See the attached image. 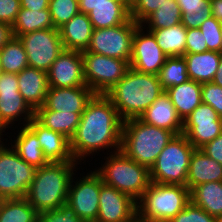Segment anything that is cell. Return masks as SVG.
<instances>
[{"label": "cell", "mask_w": 222, "mask_h": 222, "mask_svg": "<svg viewBox=\"0 0 222 222\" xmlns=\"http://www.w3.org/2000/svg\"><path fill=\"white\" fill-rule=\"evenodd\" d=\"M210 17L212 15L211 4L209 3L204 8L187 9L186 12L181 14V23L186 29H196Z\"/></svg>", "instance_id": "obj_41"}, {"label": "cell", "mask_w": 222, "mask_h": 222, "mask_svg": "<svg viewBox=\"0 0 222 222\" xmlns=\"http://www.w3.org/2000/svg\"><path fill=\"white\" fill-rule=\"evenodd\" d=\"M37 222H84L68 205L63 204L58 209L39 212Z\"/></svg>", "instance_id": "obj_38"}, {"label": "cell", "mask_w": 222, "mask_h": 222, "mask_svg": "<svg viewBox=\"0 0 222 222\" xmlns=\"http://www.w3.org/2000/svg\"><path fill=\"white\" fill-rule=\"evenodd\" d=\"M48 86L70 88L86 86L83 56L80 51L65 50L57 57L47 72Z\"/></svg>", "instance_id": "obj_16"}, {"label": "cell", "mask_w": 222, "mask_h": 222, "mask_svg": "<svg viewBox=\"0 0 222 222\" xmlns=\"http://www.w3.org/2000/svg\"><path fill=\"white\" fill-rule=\"evenodd\" d=\"M122 1L129 9H131L138 0H122Z\"/></svg>", "instance_id": "obj_53"}, {"label": "cell", "mask_w": 222, "mask_h": 222, "mask_svg": "<svg viewBox=\"0 0 222 222\" xmlns=\"http://www.w3.org/2000/svg\"><path fill=\"white\" fill-rule=\"evenodd\" d=\"M190 201L209 215L222 214V181L207 182L190 190Z\"/></svg>", "instance_id": "obj_28"}, {"label": "cell", "mask_w": 222, "mask_h": 222, "mask_svg": "<svg viewBox=\"0 0 222 222\" xmlns=\"http://www.w3.org/2000/svg\"><path fill=\"white\" fill-rule=\"evenodd\" d=\"M208 157L222 165V133L200 148Z\"/></svg>", "instance_id": "obj_45"}, {"label": "cell", "mask_w": 222, "mask_h": 222, "mask_svg": "<svg viewBox=\"0 0 222 222\" xmlns=\"http://www.w3.org/2000/svg\"><path fill=\"white\" fill-rule=\"evenodd\" d=\"M221 29H222V24H221ZM220 54H222V44H221V47H220Z\"/></svg>", "instance_id": "obj_57"}, {"label": "cell", "mask_w": 222, "mask_h": 222, "mask_svg": "<svg viewBox=\"0 0 222 222\" xmlns=\"http://www.w3.org/2000/svg\"><path fill=\"white\" fill-rule=\"evenodd\" d=\"M210 4L212 17L222 22V0H211Z\"/></svg>", "instance_id": "obj_51"}, {"label": "cell", "mask_w": 222, "mask_h": 222, "mask_svg": "<svg viewBox=\"0 0 222 222\" xmlns=\"http://www.w3.org/2000/svg\"><path fill=\"white\" fill-rule=\"evenodd\" d=\"M27 54L28 66L46 73L64 51L59 29L50 28L29 32L18 37Z\"/></svg>", "instance_id": "obj_11"}, {"label": "cell", "mask_w": 222, "mask_h": 222, "mask_svg": "<svg viewBox=\"0 0 222 222\" xmlns=\"http://www.w3.org/2000/svg\"><path fill=\"white\" fill-rule=\"evenodd\" d=\"M2 202H3V199H2V198H0V207H1V205H2Z\"/></svg>", "instance_id": "obj_58"}, {"label": "cell", "mask_w": 222, "mask_h": 222, "mask_svg": "<svg viewBox=\"0 0 222 222\" xmlns=\"http://www.w3.org/2000/svg\"><path fill=\"white\" fill-rule=\"evenodd\" d=\"M93 25L88 14L79 12L59 28L65 50L86 51L93 33Z\"/></svg>", "instance_id": "obj_22"}, {"label": "cell", "mask_w": 222, "mask_h": 222, "mask_svg": "<svg viewBox=\"0 0 222 222\" xmlns=\"http://www.w3.org/2000/svg\"><path fill=\"white\" fill-rule=\"evenodd\" d=\"M181 23V10L176 0L164 3L158 10L149 15L141 25L146 30H158Z\"/></svg>", "instance_id": "obj_34"}, {"label": "cell", "mask_w": 222, "mask_h": 222, "mask_svg": "<svg viewBox=\"0 0 222 222\" xmlns=\"http://www.w3.org/2000/svg\"><path fill=\"white\" fill-rule=\"evenodd\" d=\"M174 136L172 131L147 124L140 118L128 119L123 121L120 150L150 169Z\"/></svg>", "instance_id": "obj_4"}, {"label": "cell", "mask_w": 222, "mask_h": 222, "mask_svg": "<svg viewBox=\"0 0 222 222\" xmlns=\"http://www.w3.org/2000/svg\"><path fill=\"white\" fill-rule=\"evenodd\" d=\"M203 34L199 28L187 29L186 35V53H202L208 51L206 40L203 38Z\"/></svg>", "instance_id": "obj_43"}, {"label": "cell", "mask_w": 222, "mask_h": 222, "mask_svg": "<svg viewBox=\"0 0 222 222\" xmlns=\"http://www.w3.org/2000/svg\"><path fill=\"white\" fill-rule=\"evenodd\" d=\"M84 79L95 94L108 93L130 68L127 61L83 51Z\"/></svg>", "instance_id": "obj_9"}, {"label": "cell", "mask_w": 222, "mask_h": 222, "mask_svg": "<svg viewBox=\"0 0 222 222\" xmlns=\"http://www.w3.org/2000/svg\"><path fill=\"white\" fill-rule=\"evenodd\" d=\"M189 79L200 84L212 82L218 69L220 53L206 51L184 54Z\"/></svg>", "instance_id": "obj_25"}, {"label": "cell", "mask_w": 222, "mask_h": 222, "mask_svg": "<svg viewBox=\"0 0 222 222\" xmlns=\"http://www.w3.org/2000/svg\"><path fill=\"white\" fill-rule=\"evenodd\" d=\"M165 92L169 95L177 114L182 121H184L185 118L202 103V84L191 79L182 84L170 87Z\"/></svg>", "instance_id": "obj_24"}, {"label": "cell", "mask_w": 222, "mask_h": 222, "mask_svg": "<svg viewBox=\"0 0 222 222\" xmlns=\"http://www.w3.org/2000/svg\"><path fill=\"white\" fill-rule=\"evenodd\" d=\"M143 122L182 134L183 121L166 92H163L139 117Z\"/></svg>", "instance_id": "obj_19"}, {"label": "cell", "mask_w": 222, "mask_h": 222, "mask_svg": "<svg viewBox=\"0 0 222 222\" xmlns=\"http://www.w3.org/2000/svg\"><path fill=\"white\" fill-rule=\"evenodd\" d=\"M222 22L217 21L214 17L206 19L199 29L204 35L208 51L220 52L222 44Z\"/></svg>", "instance_id": "obj_37"}, {"label": "cell", "mask_w": 222, "mask_h": 222, "mask_svg": "<svg viewBox=\"0 0 222 222\" xmlns=\"http://www.w3.org/2000/svg\"><path fill=\"white\" fill-rule=\"evenodd\" d=\"M137 215V202L101 180L96 222H129Z\"/></svg>", "instance_id": "obj_15"}, {"label": "cell", "mask_w": 222, "mask_h": 222, "mask_svg": "<svg viewBox=\"0 0 222 222\" xmlns=\"http://www.w3.org/2000/svg\"><path fill=\"white\" fill-rule=\"evenodd\" d=\"M14 38L12 25L0 21V49Z\"/></svg>", "instance_id": "obj_50"}, {"label": "cell", "mask_w": 222, "mask_h": 222, "mask_svg": "<svg viewBox=\"0 0 222 222\" xmlns=\"http://www.w3.org/2000/svg\"><path fill=\"white\" fill-rule=\"evenodd\" d=\"M39 212L25 199H3L0 222H37Z\"/></svg>", "instance_id": "obj_32"}, {"label": "cell", "mask_w": 222, "mask_h": 222, "mask_svg": "<svg viewBox=\"0 0 222 222\" xmlns=\"http://www.w3.org/2000/svg\"><path fill=\"white\" fill-rule=\"evenodd\" d=\"M20 9V0H0V21L13 25Z\"/></svg>", "instance_id": "obj_44"}, {"label": "cell", "mask_w": 222, "mask_h": 222, "mask_svg": "<svg viewBox=\"0 0 222 222\" xmlns=\"http://www.w3.org/2000/svg\"><path fill=\"white\" fill-rule=\"evenodd\" d=\"M222 133V119L210 105L201 103L183 121L182 134L200 149Z\"/></svg>", "instance_id": "obj_13"}, {"label": "cell", "mask_w": 222, "mask_h": 222, "mask_svg": "<svg viewBox=\"0 0 222 222\" xmlns=\"http://www.w3.org/2000/svg\"><path fill=\"white\" fill-rule=\"evenodd\" d=\"M4 144L0 138V198H25L36 168Z\"/></svg>", "instance_id": "obj_8"}, {"label": "cell", "mask_w": 222, "mask_h": 222, "mask_svg": "<svg viewBox=\"0 0 222 222\" xmlns=\"http://www.w3.org/2000/svg\"><path fill=\"white\" fill-rule=\"evenodd\" d=\"M3 71H2V67H1V60H0V76L2 75Z\"/></svg>", "instance_id": "obj_56"}, {"label": "cell", "mask_w": 222, "mask_h": 222, "mask_svg": "<svg viewBox=\"0 0 222 222\" xmlns=\"http://www.w3.org/2000/svg\"><path fill=\"white\" fill-rule=\"evenodd\" d=\"M122 127L123 120L111 100L104 94H95L88 102L76 132L70 139L73 159L80 162L102 149L114 148V152L119 151Z\"/></svg>", "instance_id": "obj_1"}, {"label": "cell", "mask_w": 222, "mask_h": 222, "mask_svg": "<svg viewBox=\"0 0 222 222\" xmlns=\"http://www.w3.org/2000/svg\"><path fill=\"white\" fill-rule=\"evenodd\" d=\"M18 77L15 73L3 72L0 76V92L1 91H19Z\"/></svg>", "instance_id": "obj_46"}, {"label": "cell", "mask_w": 222, "mask_h": 222, "mask_svg": "<svg viewBox=\"0 0 222 222\" xmlns=\"http://www.w3.org/2000/svg\"><path fill=\"white\" fill-rule=\"evenodd\" d=\"M150 31L167 57L183 56L186 53L187 29L182 23L158 30Z\"/></svg>", "instance_id": "obj_29"}, {"label": "cell", "mask_w": 222, "mask_h": 222, "mask_svg": "<svg viewBox=\"0 0 222 222\" xmlns=\"http://www.w3.org/2000/svg\"><path fill=\"white\" fill-rule=\"evenodd\" d=\"M129 222H150L148 220L140 218L138 215H136L131 221Z\"/></svg>", "instance_id": "obj_54"}, {"label": "cell", "mask_w": 222, "mask_h": 222, "mask_svg": "<svg viewBox=\"0 0 222 222\" xmlns=\"http://www.w3.org/2000/svg\"><path fill=\"white\" fill-rule=\"evenodd\" d=\"M140 24L132 38L130 67L135 71L158 75L168 58L158 46L154 35ZM145 32V33H144Z\"/></svg>", "instance_id": "obj_14"}, {"label": "cell", "mask_w": 222, "mask_h": 222, "mask_svg": "<svg viewBox=\"0 0 222 222\" xmlns=\"http://www.w3.org/2000/svg\"><path fill=\"white\" fill-rule=\"evenodd\" d=\"M216 222H222V214L215 217Z\"/></svg>", "instance_id": "obj_55"}, {"label": "cell", "mask_w": 222, "mask_h": 222, "mask_svg": "<svg viewBox=\"0 0 222 222\" xmlns=\"http://www.w3.org/2000/svg\"><path fill=\"white\" fill-rule=\"evenodd\" d=\"M202 103L210 105L222 118V87L213 82L202 84Z\"/></svg>", "instance_id": "obj_42"}, {"label": "cell", "mask_w": 222, "mask_h": 222, "mask_svg": "<svg viewBox=\"0 0 222 222\" xmlns=\"http://www.w3.org/2000/svg\"><path fill=\"white\" fill-rule=\"evenodd\" d=\"M163 92L158 75L140 73L130 67L105 95L125 121L139 118Z\"/></svg>", "instance_id": "obj_2"}, {"label": "cell", "mask_w": 222, "mask_h": 222, "mask_svg": "<svg viewBox=\"0 0 222 222\" xmlns=\"http://www.w3.org/2000/svg\"><path fill=\"white\" fill-rule=\"evenodd\" d=\"M190 202V190L178 184L151 182L137 202V215L150 222H169Z\"/></svg>", "instance_id": "obj_6"}, {"label": "cell", "mask_w": 222, "mask_h": 222, "mask_svg": "<svg viewBox=\"0 0 222 222\" xmlns=\"http://www.w3.org/2000/svg\"><path fill=\"white\" fill-rule=\"evenodd\" d=\"M169 222H216L215 216L209 215L191 201Z\"/></svg>", "instance_id": "obj_39"}, {"label": "cell", "mask_w": 222, "mask_h": 222, "mask_svg": "<svg viewBox=\"0 0 222 222\" xmlns=\"http://www.w3.org/2000/svg\"><path fill=\"white\" fill-rule=\"evenodd\" d=\"M214 181H222V165L208 157L201 149H195L190 158L186 187Z\"/></svg>", "instance_id": "obj_23"}, {"label": "cell", "mask_w": 222, "mask_h": 222, "mask_svg": "<svg viewBox=\"0 0 222 222\" xmlns=\"http://www.w3.org/2000/svg\"><path fill=\"white\" fill-rule=\"evenodd\" d=\"M212 82L222 87V54H220L218 69Z\"/></svg>", "instance_id": "obj_52"}, {"label": "cell", "mask_w": 222, "mask_h": 222, "mask_svg": "<svg viewBox=\"0 0 222 222\" xmlns=\"http://www.w3.org/2000/svg\"><path fill=\"white\" fill-rule=\"evenodd\" d=\"M17 77L20 94L29 106L36 111L43 106L46 99L49 87L47 73L28 66L18 73Z\"/></svg>", "instance_id": "obj_20"}, {"label": "cell", "mask_w": 222, "mask_h": 222, "mask_svg": "<svg viewBox=\"0 0 222 222\" xmlns=\"http://www.w3.org/2000/svg\"><path fill=\"white\" fill-rule=\"evenodd\" d=\"M49 10L54 28L57 29L80 12L78 0H49Z\"/></svg>", "instance_id": "obj_36"}, {"label": "cell", "mask_w": 222, "mask_h": 222, "mask_svg": "<svg viewBox=\"0 0 222 222\" xmlns=\"http://www.w3.org/2000/svg\"><path fill=\"white\" fill-rule=\"evenodd\" d=\"M95 93L87 86L48 87L43 106L52 111L83 113Z\"/></svg>", "instance_id": "obj_17"}, {"label": "cell", "mask_w": 222, "mask_h": 222, "mask_svg": "<svg viewBox=\"0 0 222 222\" xmlns=\"http://www.w3.org/2000/svg\"><path fill=\"white\" fill-rule=\"evenodd\" d=\"M158 78L164 91L189 80L184 57H168L160 68Z\"/></svg>", "instance_id": "obj_35"}, {"label": "cell", "mask_w": 222, "mask_h": 222, "mask_svg": "<svg viewBox=\"0 0 222 222\" xmlns=\"http://www.w3.org/2000/svg\"><path fill=\"white\" fill-rule=\"evenodd\" d=\"M180 7L181 14L186 12L187 9L204 8L211 0H176Z\"/></svg>", "instance_id": "obj_48"}, {"label": "cell", "mask_w": 222, "mask_h": 222, "mask_svg": "<svg viewBox=\"0 0 222 222\" xmlns=\"http://www.w3.org/2000/svg\"><path fill=\"white\" fill-rule=\"evenodd\" d=\"M2 71L5 73H20L28 67V59L22 42L14 37L0 49Z\"/></svg>", "instance_id": "obj_33"}, {"label": "cell", "mask_w": 222, "mask_h": 222, "mask_svg": "<svg viewBox=\"0 0 222 222\" xmlns=\"http://www.w3.org/2000/svg\"><path fill=\"white\" fill-rule=\"evenodd\" d=\"M82 113L48 110L44 106L35 111V118L46 128L63 134L69 140L76 132Z\"/></svg>", "instance_id": "obj_27"}, {"label": "cell", "mask_w": 222, "mask_h": 222, "mask_svg": "<svg viewBox=\"0 0 222 222\" xmlns=\"http://www.w3.org/2000/svg\"><path fill=\"white\" fill-rule=\"evenodd\" d=\"M23 117V118H21ZM35 117V111L24 100L19 91L0 92V134L10 128L14 121H22L26 126ZM24 119V120H23ZM26 122V123H25Z\"/></svg>", "instance_id": "obj_21"}, {"label": "cell", "mask_w": 222, "mask_h": 222, "mask_svg": "<svg viewBox=\"0 0 222 222\" xmlns=\"http://www.w3.org/2000/svg\"><path fill=\"white\" fill-rule=\"evenodd\" d=\"M21 8L31 11L49 9V0H20Z\"/></svg>", "instance_id": "obj_49"}, {"label": "cell", "mask_w": 222, "mask_h": 222, "mask_svg": "<svg viewBox=\"0 0 222 222\" xmlns=\"http://www.w3.org/2000/svg\"><path fill=\"white\" fill-rule=\"evenodd\" d=\"M79 10L82 13H90L95 6L101 4H124L122 0H78Z\"/></svg>", "instance_id": "obj_47"}, {"label": "cell", "mask_w": 222, "mask_h": 222, "mask_svg": "<svg viewBox=\"0 0 222 222\" xmlns=\"http://www.w3.org/2000/svg\"><path fill=\"white\" fill-rule=\"evenodd\" d=\"M74 178L72 176L69 184L66 204L84 222H96L99 210L101 178L95 171L88 172L80 180L78 178V181H74Z\"/></svg>", "instance_id": "obj_12"}, {"label": "cell", "mask_w": 222, "mask_h": 222, "mask_svg": "<svg viewBox=\"0 0 222 222\" xmlns=\"http://www.w3.org/2000/svg\"><path fill=\"white\" fill-rule=\"evenodd\" d=\"M110 153L104 165L95 172L104 184L138 202L151 183L149 168L132 160L121 150Z\"/></svg>", "instance_id": "obj_5"}, {"label": "cell", "mask_w": 222, "mask_h": 222, "mask_svg": "<svg viewBox=\"0 0 222 222\" xmlns=\"http://www.w3.org/2000/svg\"><path fill=\"white\" fill-rule=\"evenodd\" d=\"M194 150L184 134L175 135L149 169L151 182L185 186Z\"/></svg>", "instance_id": "obj_7"}, {"label": "cell", "mask_w": 222, "mask_h": 222, "mask_svg": "<svg viewBox=\"0 0 222 222\" xmlns=\"http://www.w3.org/2000/svg\"><path fill=\"white\" fill-rule=\"evenodd\" d=\"M14 37H19L29 32L54 28L50 10L31 11L21 8L12 25Z\"/></svg>", "instance_id": "obj_31"}, {"label": "cell", "mask_w": 222, "mask_h": 222, "mask_svg": "<svg viewBox=\"0 0 222 222\" xmlns=\"http://www.w3.org/2000/svg\"><path fill=\"white\" fill-rule=\"evenodd\" d=\"M168 1L172 0H138L130 9V18L141 24L149 15Z\"/></svg>", "instance_id": "obj_40"}, {"label": "cell", "mask_w": 222, "mask_h": 222, "mask_svg": "<svg viewBox=\"0 0 222 222\" xmlns=\"http://www.w3.org/2000/svg\"><path fill=\"white\" fill-rule=\"evenodd\" d=\"M78 164L76 161L50 162L36 168L25 199L38 212L58 209L66 204L69 184Z\"/></svg>", "instance_id": "obj_3"}, {"label": "cell", "mask_w": 222, "mask_h": 222, "mask_svg": "<svg viewBox=\"0 0 222 222\" xmlns=\"http://www.w3.org/2000/svg\"><path fill=\"white\" fill-rule=\"evenodd\" d=\"M140 24L130 18L126 23L114 27L94 29L86 51L130 63L132 38Z\"/></svg>", "instance_id": "obj_10"}, {"label": "cell", "mask_w": 222, "mask_h": 222, "mask_svg": "<svg viewBox=\"0 0 222 222\" xmlns=\"http://www.w3.org/2000/svg\"><path fill=\"white\" fill-rule=\"evenodd\" d=\"M94 29L114 27L130 19V9L125 4H101L88 13Z\"/></svg>", "instance_id": "obj_30"}, {"label": "cell", "mask_w": 222, "mask_h": 222, "mask_svg": "<svg viewBox=\"0 0 222 222\" xmlns=\"http://www.w3.org/2000/svg\"><path fill=\"white\" fill-rule=\"evenodd\" d=\"M27 126L36 134L49 162L75 161L70 151V140L63 134L46 128L35 117Z\"/></svg>", "instance_id": "obj_18"}, {"label": "cell", "mask_w": 222, "mask_h": 222, "mask_svg": "<svg viewBox=\"0 0 222 222\" xmlns=\"http://www.w3.org/2000/svg\"><path fill=\"white\" fill-rule=\"evenodd\" d=\"M11 143H14L11 146L19 157L35 168H40L50 163L44 156L36 134L27 125L20 126L16 139Z\"/></svg>", "instance_id": "obj_26"}]
</instances>
